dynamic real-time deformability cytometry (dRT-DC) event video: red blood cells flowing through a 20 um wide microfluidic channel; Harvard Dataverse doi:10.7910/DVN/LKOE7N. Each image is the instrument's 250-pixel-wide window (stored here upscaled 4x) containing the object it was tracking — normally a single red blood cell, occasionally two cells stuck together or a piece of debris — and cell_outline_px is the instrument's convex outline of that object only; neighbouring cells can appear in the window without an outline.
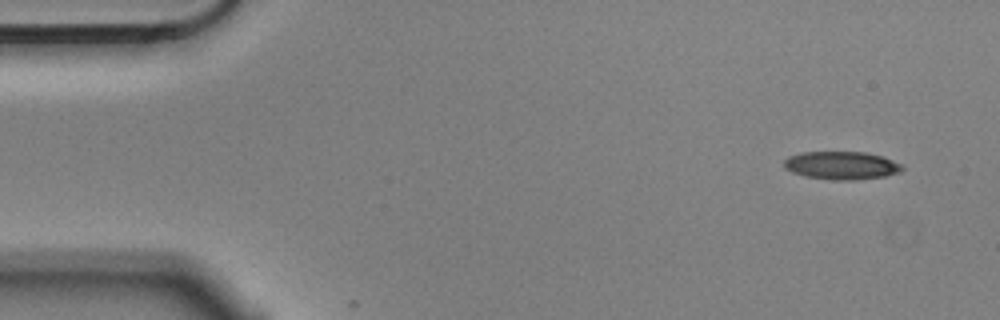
{"species": "Egyptian fruit bat (a non-hibernating species)", "species_latin": "Rousettus aegyptiacus", "temperature_condition": "cold", "stored_images_in_passage": 4, "camera_frame_rate_fps": 3000, "um_per_image_px": 0.085, "animal": {"sex": "male"}, "frame": {"image": 1, "passage_image": 1, "time_ms": 0.0, "image_size_px": [1000, 320], "cell_outline_px": [[904, 168], [900, 172], [884, 176], [856, 180], [832, 180], [804, 176], [792, 172], [784, 168], [784, 160], [788, 156], [800, 152], [864, 152], [884, 156], [900, 164]], "centroid_in_image_um": [71.51, 14.06], "position_along_channel_um": 13.5, "area_um2": 19.42}}